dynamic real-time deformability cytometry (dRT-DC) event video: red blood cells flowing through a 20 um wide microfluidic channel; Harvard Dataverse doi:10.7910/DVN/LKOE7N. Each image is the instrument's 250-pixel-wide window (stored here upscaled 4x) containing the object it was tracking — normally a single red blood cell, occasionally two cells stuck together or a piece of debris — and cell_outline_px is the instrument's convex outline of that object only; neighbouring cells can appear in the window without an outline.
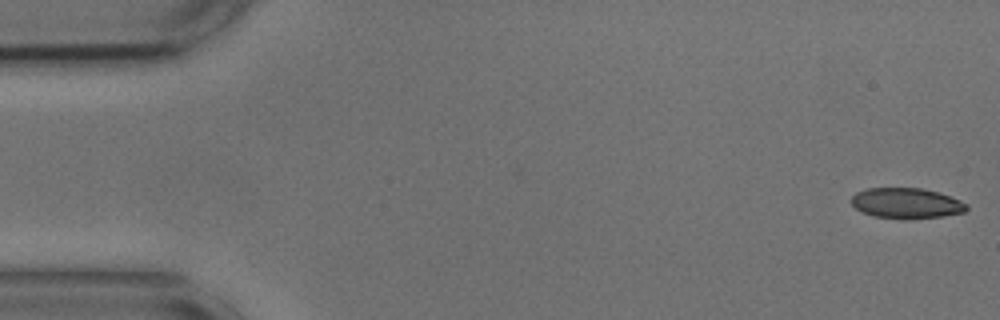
{"species": "common noctule bat (a hibernating species)", "species_latin": "Nyctalus noctula", "temperature_condition": "cold", "stored_images_in_passage": 48, "camera_frame_rate_fps": 3000, "um_per_image_px": 0.085, "animal": {"sex": "male", "body_mass_g": 17.9, "forearm_length_mm": 54.2}, "frame": {"image": 1, "passage_image": 1, "time_ms": 0.0, "image_size_px": [1000, 320], "cell_outline_px": [[968, 208], [964, 212], [940, 216], [908, 220], [904, 220], [872, 216], [856, 208], [852, 204], [852, 196], [856, 192], [868, 188], [920, 188], [936, 192], [960, 200], [968, 204]], "centroid_in_image_um": [77.03, 17.29], "position_along_channel_um": 8.0, "area_um2": 20.46}}
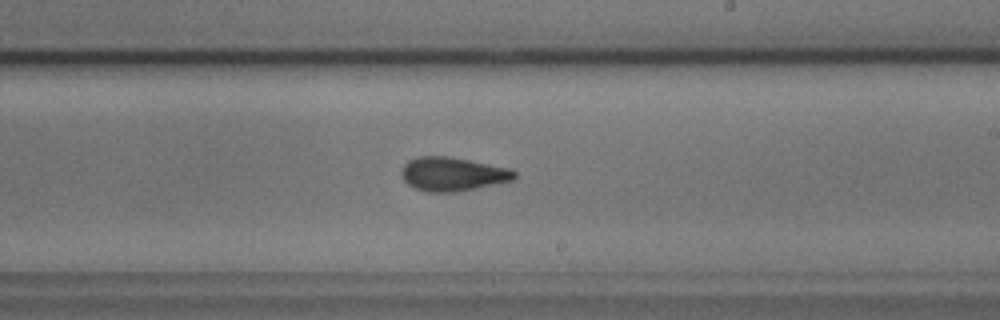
{"frame": {"image": 2, "passage_image": 31, "time_ms": 10.0, "image_size_px": [1000, 320], "cell_outline_px": [[516, 176], [512, 180], [476, 188], [456, 192], [428, 192], [416, 188], [408, 184], [400, 176], [400, 172], [404, 164], [408, 160], [416, 156], [448, 156], [508, 168], [516, 172]], "centroid_in_image_um": [38.41, 14.79], "position_along_channel_um": 250.6, "area_um2": 22.14}}
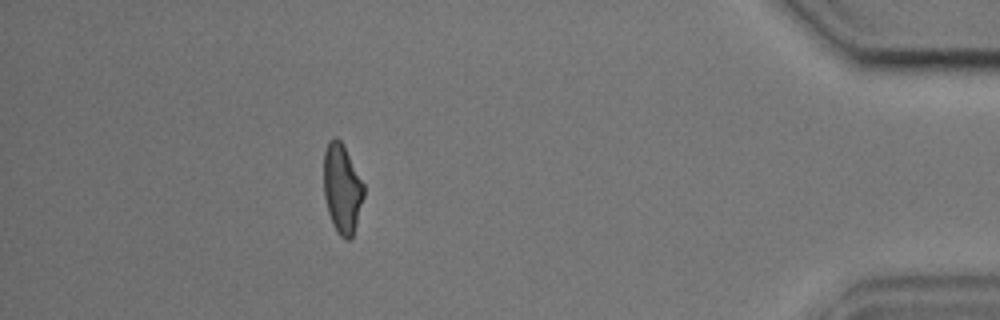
{"frame": {"image": 3, "passage_image": 48, "time_ms": 15.667, "image_size_px": [1000, 320], "cell_outline_px": [[364, 196], [356, 224], [352, 236], [348, 240], [344, 240], [336, 232], [332, 224], [328, 212], [324, 196], [324, 152], [328, 140], [336, 136], [340, 140], [364, 184]], "centroid_in_image_um": [29.06, 16.05], "position_along_channel_um": 406.1, "area_um2": 20.75}, "authors_computed_cell_mechanics": {"area_um2": 22.0218, "velocity_mm_per_s": 3.6642, "shape_relaxation_time_tau1_ms": 5.9611, "shape_relaxation_time_tau2_ms": 1.8737, "deformation_change_tau1": 0.1645, "deformation_change_tau2": 0.0796}}